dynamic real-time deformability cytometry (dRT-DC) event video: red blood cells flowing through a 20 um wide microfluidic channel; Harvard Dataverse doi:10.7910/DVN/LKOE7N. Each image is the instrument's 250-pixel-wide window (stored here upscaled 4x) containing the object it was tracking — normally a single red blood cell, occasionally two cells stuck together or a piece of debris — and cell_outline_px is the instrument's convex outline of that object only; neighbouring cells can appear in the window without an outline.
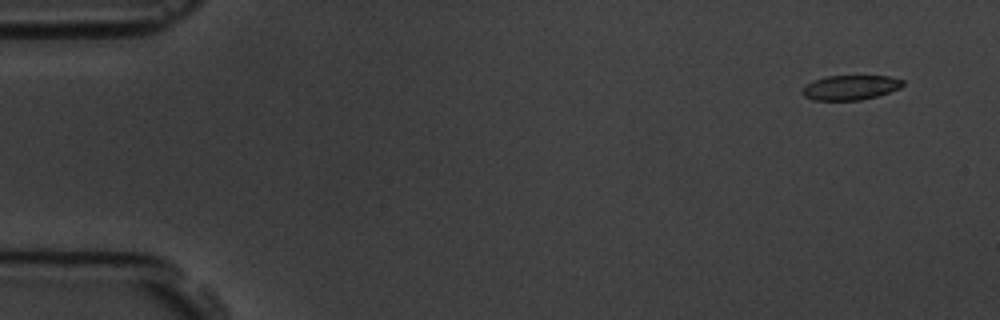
{"species": "common noctule bat (a hibernating species)", "species_latin": "Nyctalus noctula", "temperature_condition": "room temperature", "stored_images_in_passage": 8, "camera_frame_rate_fps": 3000, "um_per_image_px": 0.085, "animal": {"sex": "male", "body_mass_g": 19.5, "forearm_length_mm": 54.6}, "frame": {"image": 1, "passage_image": 2, "time_ms": 1.0, "image_size_px": [1000, 320], "cell_outline_px": [[904, 84], [900, 88], [880, 96], [860, 100], [812, 100], [804, 96], [804, 88], [808, 84], [824, 76], [888, 76], [904, 80]], "centroid_in_image_um": [72.35, 7.44], "position_along_channel_um": 12.7, "area_um2": 14.39}}
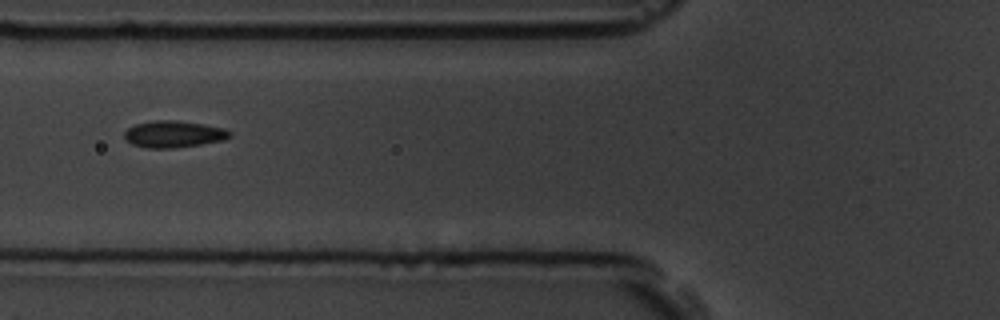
{"frame": {"image": 2, "passage_image": 7, "time_ms": 7.0, "image_size_px": [1000, 320], "cell_outline_px": [[232, 136], [224, 140], [176, 148], [144, 148], [132, 144], [124, 140], [124, 132], [128, 128], [136, 124], [156, 120], [176, 120], [204, 124], [224, 128], [232, 132]], "centroid_in_image_um": [14.76, 11.4], "position_along_channel_um": 111.0, "area_um2": 16.59}}
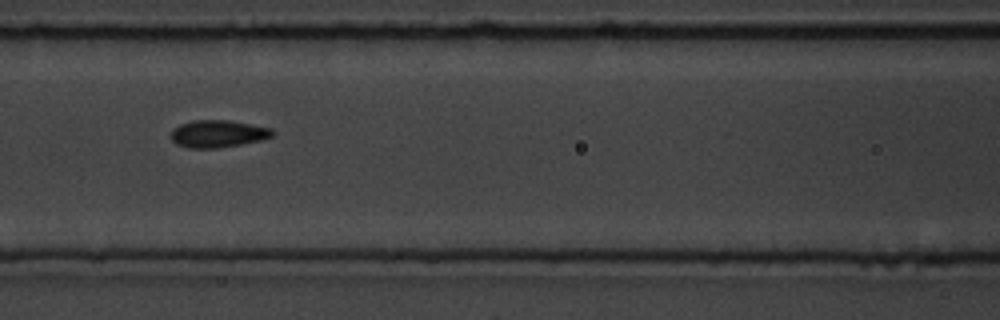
{"frame": {"image": 3, "passage_image": 8, "time_ms": 8.0, "image_size_px": [1000, 320], "cell_outline_px": [[276, 132], [272, 136], [260, 140], [240, 144], [216, 148], [188, 148], [176, 144], [172, 140], [172, 128], [180, 124], [192, 120], [228, 120], [272, 128]], "centroid_in_image_um": [18.51, 11.36], "position_along_channel_um": 148.1, "area_um2": 16.13}}